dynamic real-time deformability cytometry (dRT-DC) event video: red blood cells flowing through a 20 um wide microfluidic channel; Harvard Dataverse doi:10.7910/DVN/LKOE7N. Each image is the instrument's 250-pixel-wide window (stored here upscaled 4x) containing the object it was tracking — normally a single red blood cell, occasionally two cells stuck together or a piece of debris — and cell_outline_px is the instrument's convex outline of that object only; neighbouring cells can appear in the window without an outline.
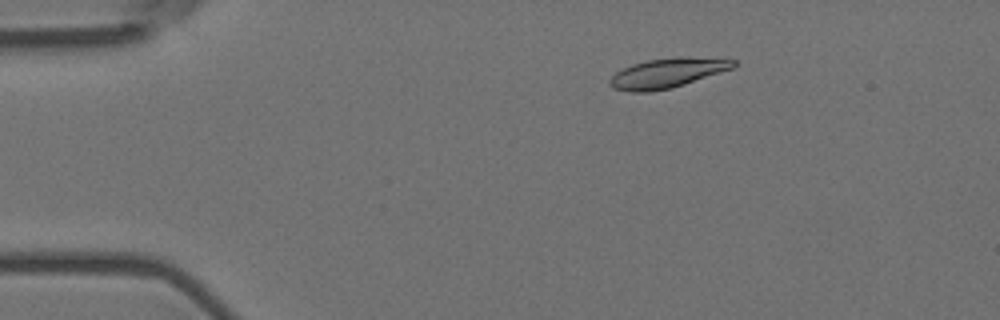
{"species": "Egyptian fruit bat (a non-hibernating species)", "species_latin": "Rousettus aegyptiacus", "temperature_condition": "room temperature", "stored_images_in_passage": 5, "camera_frame_rate_fps": 3000, "um_per_image_px": 0.085, "animal": {"sex": "female"}, "frame": {"image": 1, "passage_image": 3, "time_ms": 0.667, "image_size_px": [1000, 320], "cell_outline_px": [[736, 64], [732, 68], [672, 88], [648, 92], [628, 92], [612, 88], [608, 84], [608, 80], [616, 72], [632, 64], [648, 60], [680, 56], [736, 60]], "centroid_in_image_um": [56.65, 6.22], "position_along_channel_um": 28.3, "area_um2": 21.21}}